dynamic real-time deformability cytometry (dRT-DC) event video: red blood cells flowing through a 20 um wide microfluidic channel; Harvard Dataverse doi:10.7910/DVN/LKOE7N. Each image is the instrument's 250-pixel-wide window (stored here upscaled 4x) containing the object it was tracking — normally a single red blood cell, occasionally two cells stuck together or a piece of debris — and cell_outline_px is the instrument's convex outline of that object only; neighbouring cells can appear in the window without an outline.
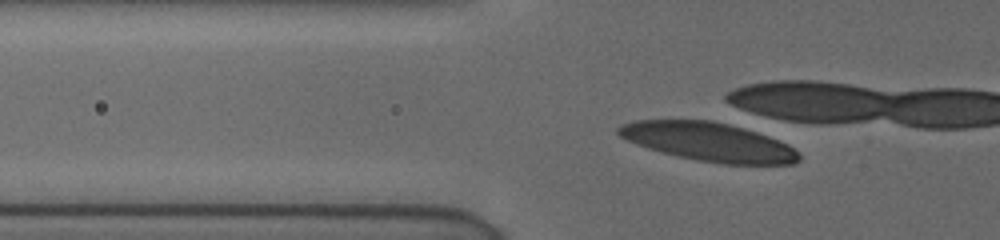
{"species": "human", "species_latin": "Homo sapiens", "temperature_condition": "cold", "stored_images_in_passage": 15, "camera_frame_rate_fps": 3000, "um_per_image_px": 0.085, "donor": {"sex": "female"}, "frame": {"image": 1, "passage_image": 15, "time_ms": 3.667, "image_size_px": [1000, 240], "cell_outline_px": [[800, 160], [792, 164], [724, 164], [696, 160], [648, 148], [636, 144], [620, 136], [616, 132], [616, 128], [624, 124], [636, 120], [712, 120], [744, 128], [768, 136], [788, 144], [800, 156]], "centroid_in_image_um": [60.24, 12.05], "position_along_channel_um": 65.6, "area_um2": 40.29}}